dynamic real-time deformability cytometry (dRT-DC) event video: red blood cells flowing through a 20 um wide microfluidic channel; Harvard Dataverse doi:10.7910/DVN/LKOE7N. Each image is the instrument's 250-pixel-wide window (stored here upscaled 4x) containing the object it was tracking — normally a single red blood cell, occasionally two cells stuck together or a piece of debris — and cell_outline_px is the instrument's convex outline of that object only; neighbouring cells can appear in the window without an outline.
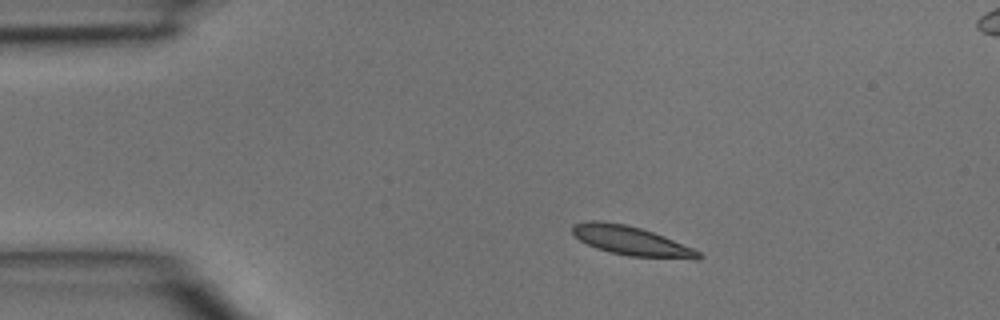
{"species": "common noctule bat (a hibernating species)", "species_latin": "Nyctalus noctula", "temperature_condition": "room temperature", "stored_images_in_passage": 4, "segment_of_instrument_passage": [1, 2], "camera_frame_rate_fps": 3000, "um_per_image_px": 0.085, "animal": {"sex": "male", "body_mass_g": 15.6}, "frame": {"image": 1, "passage_image": 2, "time_ms": 0.333, "image_size_px": [1000, 320], "cell_outline_px": [[704, 256], [700, 260], [696, 260], [628, 256], [596, 248], [580, 240], [572, 232], [572, 224], [588, 220], [600, 220], [624, 224], [640, 228], [664, 236], [692, 248], [700, 252]], "centroid_in_image_um": [53.69, 20.48], "position_along_channel_um": 31.3, "area_um2": 21.5}}